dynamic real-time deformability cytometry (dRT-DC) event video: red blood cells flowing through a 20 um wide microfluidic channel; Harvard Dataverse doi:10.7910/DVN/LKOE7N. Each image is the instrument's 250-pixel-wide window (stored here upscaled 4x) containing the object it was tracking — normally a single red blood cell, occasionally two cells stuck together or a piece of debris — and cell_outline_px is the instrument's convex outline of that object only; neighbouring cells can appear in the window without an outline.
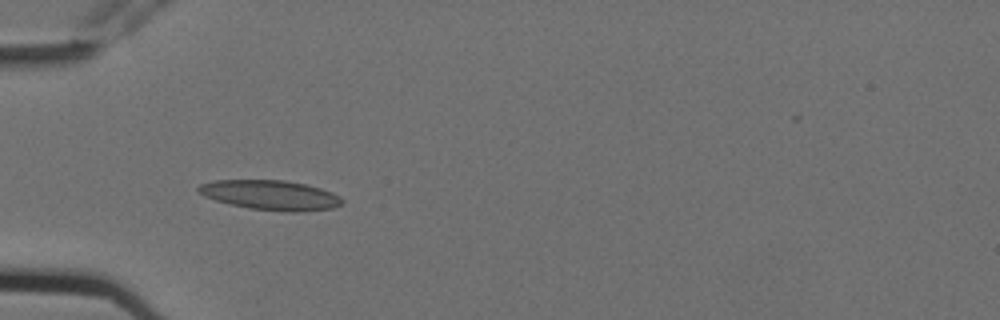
{"species": "Egyptian fruit bat (a non-hibernating species)", "species_latin": "Rousettus aegyptiacus", "temperature_condition": "cold", "stored_images_in_passage": 6, "camera_frame_rate_fps": 3000, "um_per_image_px": 0.085, "animal": {"sex": "female"}, "frame": {"image": 1, "passage_image": 4, "time_ms": 1.0, "image_size_px": [1000, 320], "cell_outline_px": [[344, 204], [332, 208], [300, 212], [288, 212], [252, 208], [232, 204], [216, 200], [204, 196], [196, 188], [200, 184], [216, 180], [284, 180], [304, 184], [320, 188], [332, 192], [340, 196], [344, 200]], "centroid_in_image_um": [23.04, 16.58], "position_along_channel_um": 62.0, "area_um2": 24.74}}
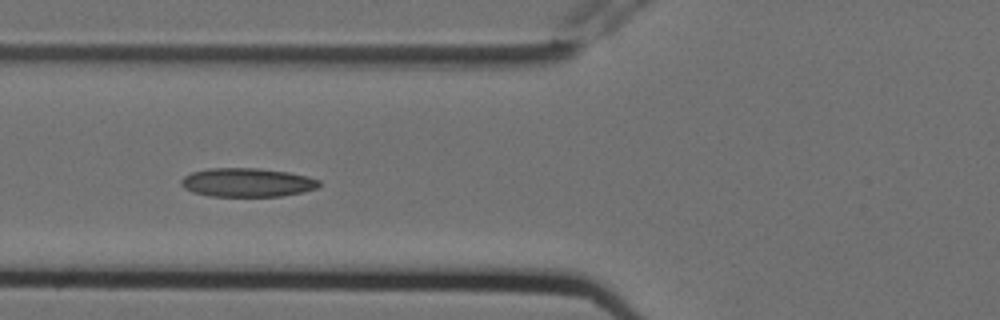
{"frame": {"image": 2, "passage_image": 5, "time_ms": 1.333, "image_size_px": [1000, 320], "cell_outline_px": [[320, 184], [316, 188], [300, 192], [280, 196], [208, 196], [192, 192], [184, 188], [180, 184], [180, 180], [184, 176], [192, 172], [212, 168], [256, 168], [288, 172], [308, 176], [320, 180]], "centroid_in_image_um": [20.98, 15.51], "position_along_channel_um": 104.8, "area_um2": 23.06}}
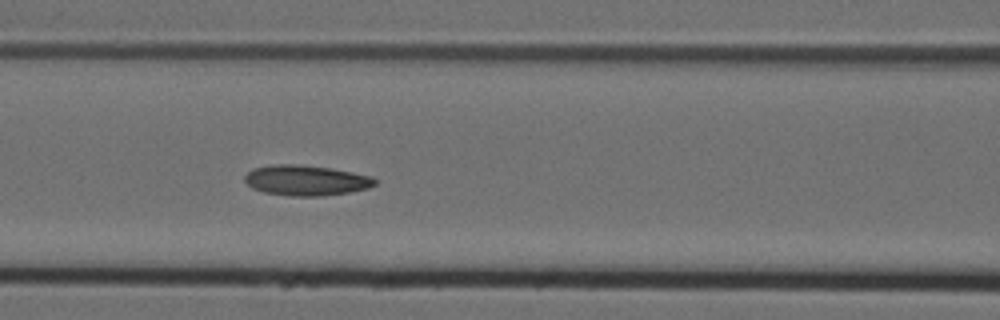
{"frame": {"image": 3, "passage_image": 6, "time_ms": 1.667, "image_size_px": [1000, 320], "cell_outline_px": [[376, 184], [368, 188], [348, 192], [320, 196], [292, 196], [264, 192], [252, 188], [244, 180], [244, 176], [252, 168], [272, 164], [300, 164], [332, 168], [372, 176], [376, 180]], "centroid_in_image_um": [25.99, 15.32], "position_along_channel_um": 140.6, "area_um2": 23.12}}